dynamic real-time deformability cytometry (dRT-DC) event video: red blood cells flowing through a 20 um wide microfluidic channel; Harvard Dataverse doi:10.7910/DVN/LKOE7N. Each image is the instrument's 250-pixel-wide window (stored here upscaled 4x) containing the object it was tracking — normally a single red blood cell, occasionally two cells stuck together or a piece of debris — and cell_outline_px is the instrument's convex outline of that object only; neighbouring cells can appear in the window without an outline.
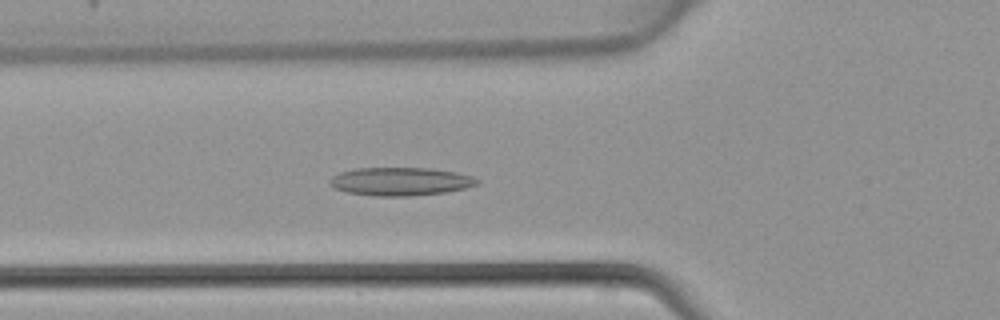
{"species": "common noctule bat (a hibernating species)", "species_latin": "Nyctalus noctula", "temperature_condition": "warm", "stored_images_in_passage": 45, "camera_frame_rate_fps": 3000, "um_per_image_px": 0.085, "animal": {"sex": "female", "body_mass_g": 22.7, "forearm_length_mm": 54.2}, "frame": {"image": 1, "passage_image": 16, "time_ms": 5.0, "image_size_px": [1000, 320], "cell_outline_px": [[480, 184], [468, 188], [444, 192], [412, 196], [376, 196], [348, 192], [336, 188], [328, 184], [328, 180], [332, 176], [340, 172], [356, 168], [428, 168], [456, 172], [472, 176], [480, 180]], "centroid_in_image_um": [34.06, 15.42], "position_along_channel_um": 91.7, "area_um2": 24.33}}
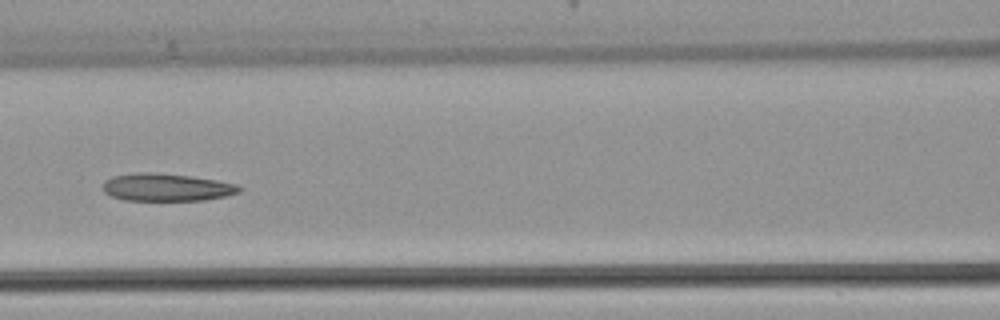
{"frame": {"image": 2, "passage_image": 20, "time_ms": 6.333, "image_size_px": [1000, 320], "cell_outline_px": [[244, 188], [240, 192], [228, 196], [204, 200], [124, 200], [112, 196], [104, 192], [104, 180], [112, 176], [136, 172], [148, 172], [192, 176], [216, 180], [236, 184]], "centroid_in_image_um": [14.19, 15.92], "position_along_channel_um": 152.4, "area_um2": 22.02}}
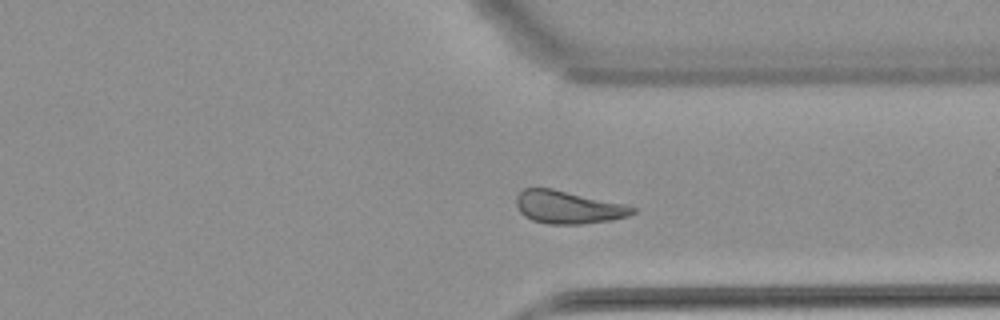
{"frame": {"image": 3, "passage_image": 34, "time_ms": 11.0, "image_size_px": [1000, 320], "cell_outline_px": [[636, 212], [628, 216], [608, 220], [580, 224], [548, 224], [532, 220], [524, 216], [520, 212], [516, 204], [516, 196], [524, 188], [552, 188], [624, 204], [636, 208]], "centroid_in_image_um": [48.26, 17.61], "position_along_channel_um": 363.1, "area_um2": 22.08}}